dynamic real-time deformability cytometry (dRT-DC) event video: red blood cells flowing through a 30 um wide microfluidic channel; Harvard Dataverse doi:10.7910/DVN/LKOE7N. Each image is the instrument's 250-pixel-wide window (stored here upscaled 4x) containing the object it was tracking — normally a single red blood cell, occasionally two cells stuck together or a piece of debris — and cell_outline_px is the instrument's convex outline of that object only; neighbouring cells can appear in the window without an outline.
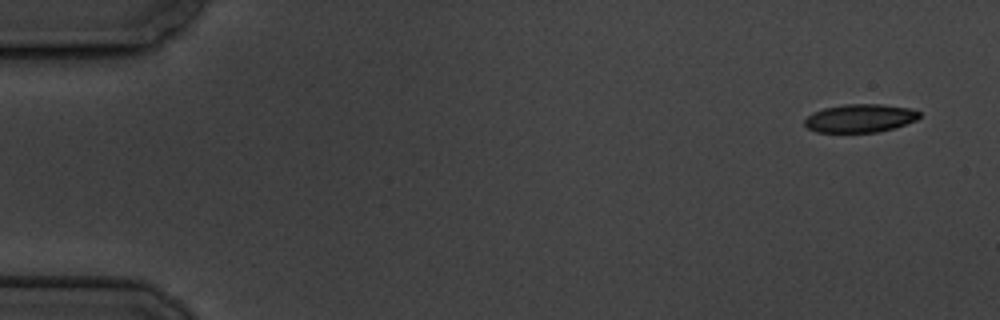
{"species": "common noctule bat (a hibernating species)", "species_latin": "Nyctalus noctula", "temperature_condition": "cold", "stored_images_in_passage": 11, "camera_frame_rate_fps": 3000, "um_per_image_px": 0.085, "animal": {"sex": "male", "body_mass_g": 19.5, "forearm_length_mm": 54.6}, "frame": {"image": 1, "passage_image": 1, "time_ms": 0.0, "image_size_px": [1000, 320], "cell_outline_px": [[920, 116], [916, 120], [892, 128], [876, 132], [816, 132], [808, 128], [804, 124], [804, 120], [812, 112], [824, 108], [844, 104], [880, 104], [912, 108], [920, 112]], "centroid_in_image_um": [73.09, 10.04], "position_along_channel_um": 11.9, "area_um2": 18.84}}
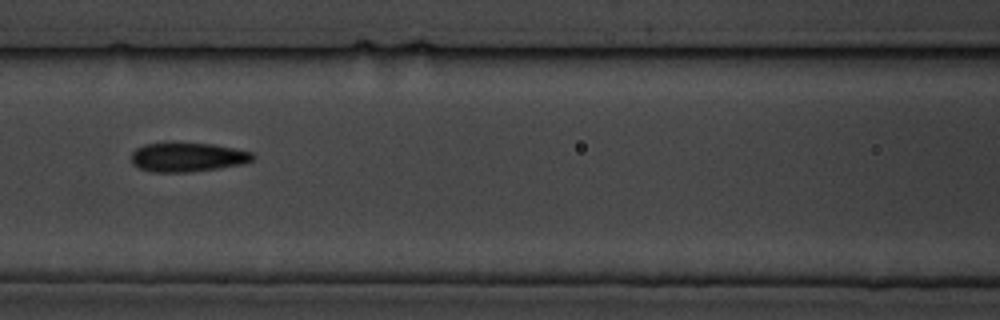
{"frame": {"image": 2, "passage_image": 7, "time_ms": 7.667, "image_size_px": [1000, 320], "cell_outline_px": [[256, 156], [252, 160], [244, 164], [220, 168], [188, 172], [152, 172], [140, 168], [132, 164], [132, 152], [136, 148], [144, 144], [212, 144], [252, 152]], "centroid_in_image_um": [15.96, 13.38], "position_along_channel_um": 150.6, "area_um2": 20.35}}
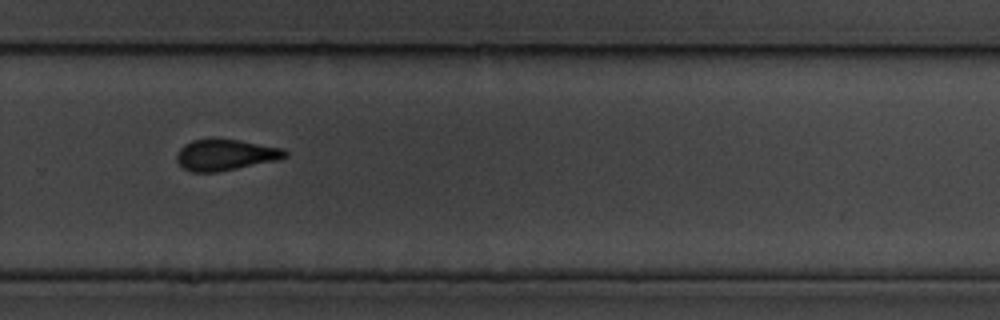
{"frame": {"image": 3, "passage_image": 11, "time_ms": 12.333, "image_size_px": [1000, 320], "cell_outline_px": [[288, 156], [280, 160], [216, 172], [192, 172], [184, 168], [176, 160], [176, 152], [184, 144], [192, 140], [240, 140], [284, 148], [288, 152]], "centroid_in_image_um": [19.2, 13.17], "position_along_channel_um": 310.6, "area_um2": 19.59}}